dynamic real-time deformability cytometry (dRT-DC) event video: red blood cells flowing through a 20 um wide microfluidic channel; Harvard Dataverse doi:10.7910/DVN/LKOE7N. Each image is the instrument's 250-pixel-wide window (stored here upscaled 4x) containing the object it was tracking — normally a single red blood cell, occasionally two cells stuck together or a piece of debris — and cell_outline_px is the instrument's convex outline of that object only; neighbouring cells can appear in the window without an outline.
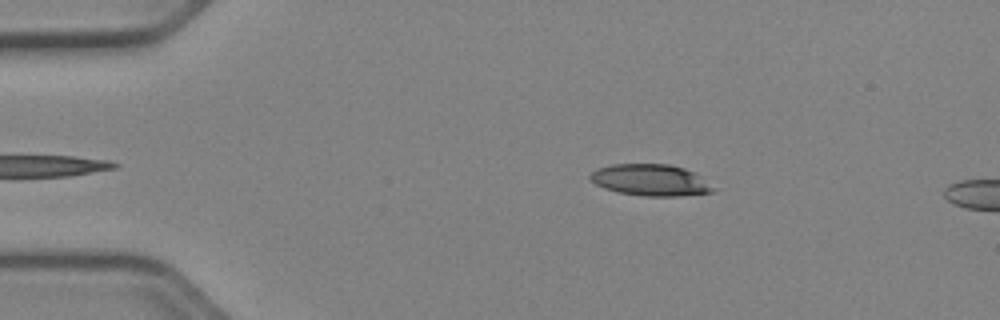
{"species": "Egyptian fruit bat (a non-hibernating species)", "species_latin": "Rousettus aegyptiacus", "temperature_condition": "cold", "stored_images_in_passage": 8, "camera_frame_rate_fps": 3000, "um_per_image_px": 0.085, "animal": {"sex": "female"}, "frame": {"image": 1, "passage_image": 4, "time_ms": 1.0, "image_size_px": [1000, 320], "cell_outline_px": [[716, 188], [712, 192], [680, 196], [644, 196], [620, 192], [604, 188], [596, 184], [588, 176], [596, 168], [612, 164], [668, 164], [684, 168], [700, 176]], "centroid_in_image_um": [55.29, 15.3], "position_along_channel_um": 29.7, "area_um2": 22.48}}